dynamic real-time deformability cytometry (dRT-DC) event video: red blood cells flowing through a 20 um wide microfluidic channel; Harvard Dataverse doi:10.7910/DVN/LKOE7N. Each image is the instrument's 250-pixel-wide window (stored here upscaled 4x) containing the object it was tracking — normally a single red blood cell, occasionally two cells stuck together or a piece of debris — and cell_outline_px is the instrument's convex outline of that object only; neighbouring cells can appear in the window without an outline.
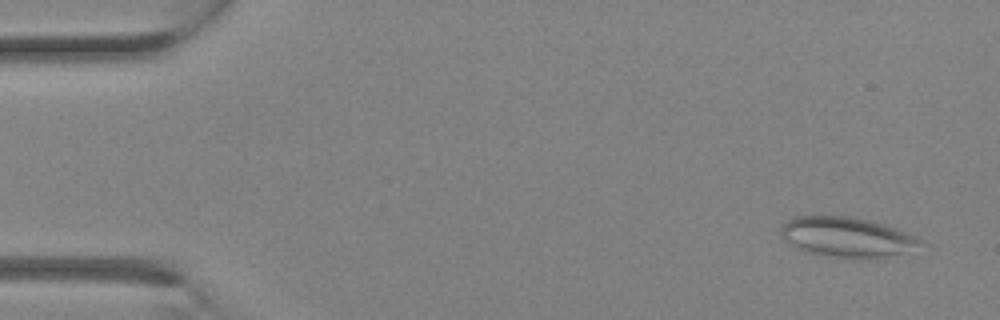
{"species": "Egyptian fruit bat (a non-hibernating species)", "species_latin": "Rousettus aegyptiacus", "temperature_condition": "room temperature", "stored_images_in_passage": 21, "camera_frame_rate_fps": 3000, "um_per_image_px": 0.085, "animal": {"sex": "female"}, "frame": {"image": 1, "passage_image": 2, "time_ms": 0.333, "image_size_px": [1000, 320], "cell_outline_px": [[924, 244], [900, 252], [884, 256], [832, 256], [808, 252], [796, 248], [788, 244], [780, 236], [780, 228], [784, 220], [792, 216], [848, 216], [868, 220], [884, 224], [896, 228], [916, 236]], "centroid_in_image_um": [71.86, 20.1], "position_along_channel_um": 13.1, "area_um2": 31.73}}
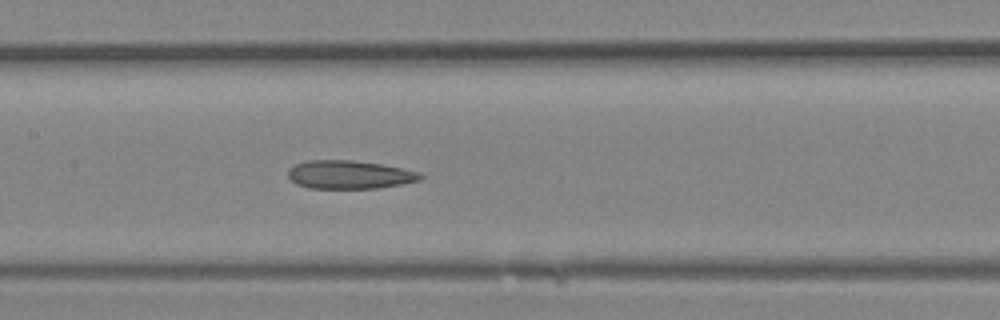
{"frame": {"image": 2, "passage_image": 14, "time_ms": 4.333, "image_size_px": [1000, 320], "cell_outline_px": [[424, 176], [420, 180], [380, 188], [308, 188], [296, 184], [288, 176], [288, 168], [296, 164], [308, 160], [352, 160], [384, 164], [404, 168], [420, 172]], "centroid_in_image_um": [29.72, 14.84], "position_along_channel_um": 177.7, "area_um2": 22.02}}
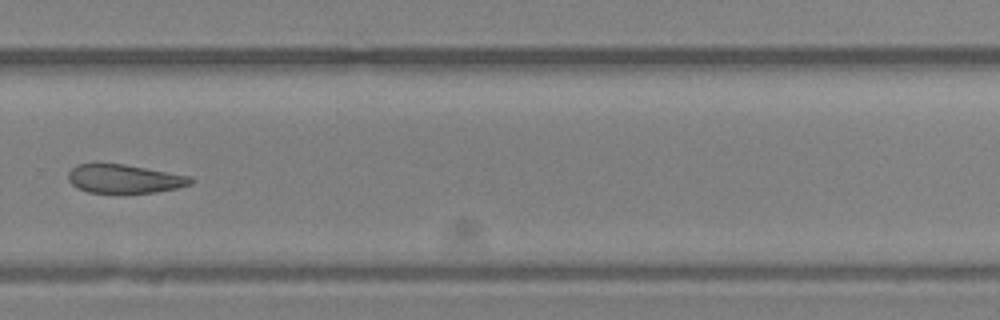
{"frame": {"image": 3, "passage_image": 20, "time_ms": 6.333, "image_size_px": [1000, 320], "cell_outline_px": [[196, 180], [192, 184], [176, 188], [156, 192], [88, 192], [76, 188], [68, 180], [68, 172], [76, 164], [124, 164], [192, 176]], "centroid_in_image_um": [10.6, 15.19], "position_along_channel_um": 319.2, "area_um2": 20.4}}